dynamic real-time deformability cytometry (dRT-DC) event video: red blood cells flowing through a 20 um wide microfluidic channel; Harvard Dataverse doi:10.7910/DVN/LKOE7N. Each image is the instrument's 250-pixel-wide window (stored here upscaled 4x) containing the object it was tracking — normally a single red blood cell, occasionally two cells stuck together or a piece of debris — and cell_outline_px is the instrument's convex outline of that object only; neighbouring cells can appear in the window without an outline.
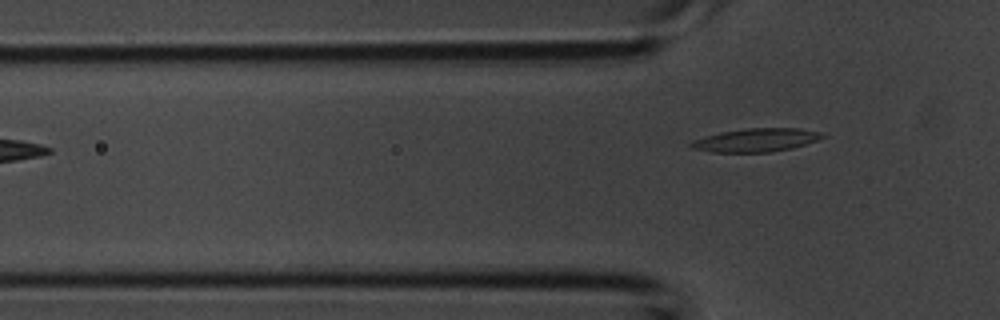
{"species": "common noctule bat (a hibernating species)", "species_latin": "Nyctalus noctula", "temperature_condition": "room temperature", "stored_images_in_passage": 3, "camera_frame_rate_fps": 3000, "um_per_image_px": 0.085, "animal": {"sex": "male", "body_mass_g": 20.1, "forearm_length_mm": 53.5}, "frame": {"image": 1, "passage_image": 3, "time_ms": 0.667, "image_size_px": [1000, 320], "cell_outline_px": [[824, 136], [816, 140], [792, 148], [772, 152], [712, 152], [692, 148], [688, 144], [692, 140], [704, 136], [720, 132], [748, 128], [800, 128], [820, 132]], "centroid_in_image_um": [64.21, 11.9], "position_along_channel_um": 61.6, "area_um2": 17.8}}